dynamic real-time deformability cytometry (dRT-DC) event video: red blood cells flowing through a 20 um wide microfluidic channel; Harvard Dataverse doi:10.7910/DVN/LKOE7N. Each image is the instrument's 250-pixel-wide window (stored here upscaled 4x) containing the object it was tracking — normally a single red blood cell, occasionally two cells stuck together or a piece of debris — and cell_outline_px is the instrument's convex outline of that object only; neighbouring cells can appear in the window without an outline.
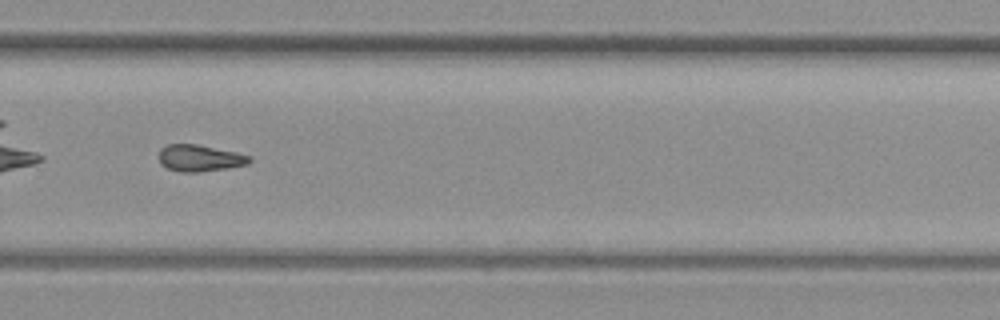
{"species": "common noctule bat (a hibernating species)", "species_latin": "Nyctalus noctula", "temperature_condition": "warm", "stored_images_in_passage": 45, "camera_frame_rate_fps": 3000, "um_per_image_px": 0.085, "animal": {"sex": "female", "body_mass_g": 19.3, "forearm_length_mm": 54.1}, "frame": {"image": 1, "passage_image": 26, "time_ms": 8.333, "image_size_px": [1000, 320], "cell_outline_px": [[252, 160], [248, 164], [228, 168], [200, 172], [180, 172], [168, 168], [160, 164], [160, 148], [168, 144], [196, 144], [236, 152], [252, 156]], "centroid_in_image_um": [17.0, 13.44], "position_along_channel_um": 312.8, "area_um2": 14.1}}